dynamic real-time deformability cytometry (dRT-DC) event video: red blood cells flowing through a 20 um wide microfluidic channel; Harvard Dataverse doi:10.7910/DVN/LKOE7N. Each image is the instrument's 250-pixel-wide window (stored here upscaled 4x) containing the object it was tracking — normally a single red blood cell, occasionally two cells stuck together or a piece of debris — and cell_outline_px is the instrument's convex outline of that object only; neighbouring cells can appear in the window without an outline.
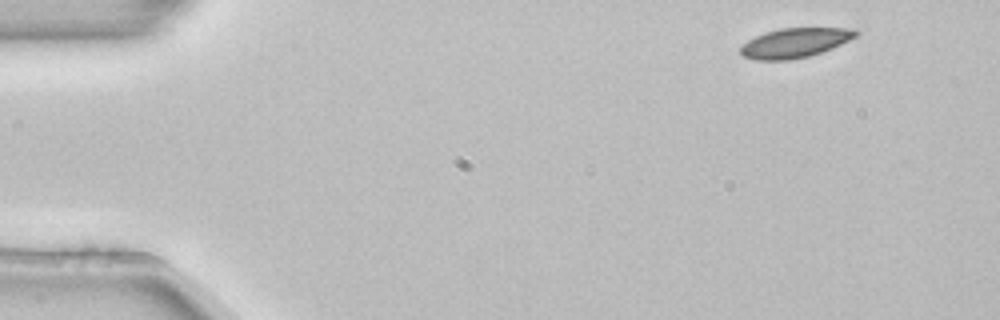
{"species": "common noctule bat (a hibernating species)", "species_latin": "Nyctalus noctula", "temperature_condition": "room temperature", "stored_images_in_passage": 3, "camera_frame_rate_fps": 3000, "um_per_image_px": 0.085, "animal": {"sex": "female", "body_mass_g": 22.7, "forearm_length_mm": 54.2}, "frame": {"image": 1, "passage_image": 1, "time_ms": 0.0, "image_size_px": [1000, 320], "cell_outline_px": [[860, 32], [856, 36], [832, 48], [808, 56], [788, 60], [756, 60], [744, 56], [740, 52], [740, 48], [748, 40], [756, 36], [780, 28], [856, 28]], "centroid_in_image_um": [67.59, 3.63], "position_along_channel_um": 17.4, "area_um2": 19.59}}